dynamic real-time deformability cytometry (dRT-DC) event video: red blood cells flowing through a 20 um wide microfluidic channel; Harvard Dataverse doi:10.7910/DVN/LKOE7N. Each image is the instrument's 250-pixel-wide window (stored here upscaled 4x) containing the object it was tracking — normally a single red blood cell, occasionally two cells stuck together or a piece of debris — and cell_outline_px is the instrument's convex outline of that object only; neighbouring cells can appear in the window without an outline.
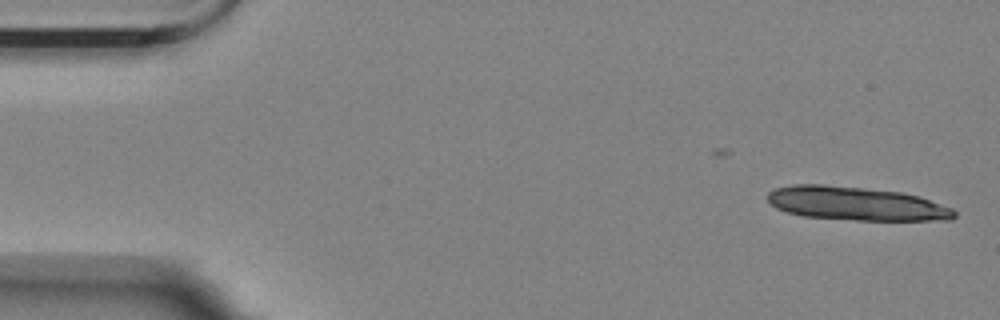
{"species": "Egyptian fruit bat (a non-hibernating species)", "species_latin": "Rousettus aegyptiacus", "temperature_condition": "room temperature", "stored_images_in_passage": 13, "camera_frame_rate_fps": 3000, "um_per_image_px": 0.085, "animal": {"sex": "female"}, "frame": {"image": 1, "passage_image": 1, "time_ms": 0.0, "image_size_px": [1000, 320], "cell_outline_px": [[956, 216], [952, 220], [856, 220], [804, 216], [788, 212], [776, 208], [768, 200], [768, 192], [776, 188], [792, 184], [820, 184], [900, 192], [920, 196], [952, 208], [956, 212]], "centroid_in_image_um": [72.79, 17.31], "position_along_channel_um": 12.2, "area_um2": 36.36}}